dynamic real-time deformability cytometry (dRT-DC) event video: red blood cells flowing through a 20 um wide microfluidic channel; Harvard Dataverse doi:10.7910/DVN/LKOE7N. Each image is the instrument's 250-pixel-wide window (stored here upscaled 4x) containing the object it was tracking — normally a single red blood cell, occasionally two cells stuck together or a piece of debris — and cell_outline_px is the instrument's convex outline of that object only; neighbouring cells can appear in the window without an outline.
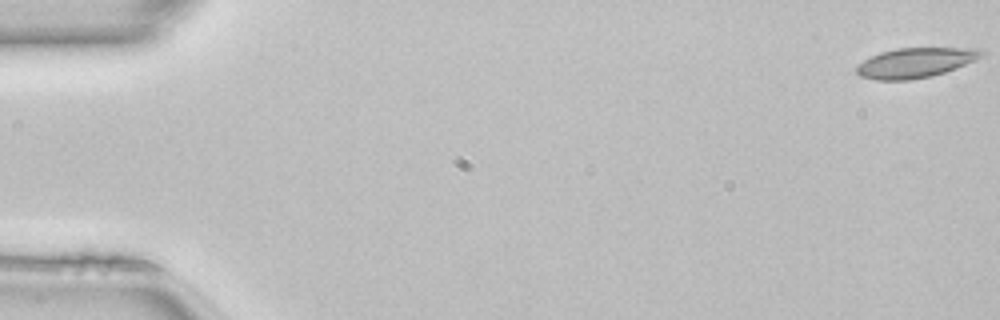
{"species": "common noctule bat (a hibernating species)", "species_latin": "Nyctalus noctula", "temperature_condition": "room temperature", "stored_images_in_passage": 15, "camera_frame_rate_fps": 3000, "um_per_image_px": 0.085, "animal": {"sex": "female", "body_mass_g": 22.7, "forearm_length_mm": 54.2}, "frame": {"image": 1, "passage_image": 1, "time_ms": 0.0, "image_size_px": [1000, 320], "cell_outline_px": [[984, 56], [956, 68], [932, 76], [908, 80], [876, 80], [860, 76], [856, 72], [856, 64], [880, 52], [896, 48], [972, 48], [984, 52]], "centroid_in_image_um": [77.77, 5.33], "position_along_channel_um": 7.2, "area_um2": 21.68}}
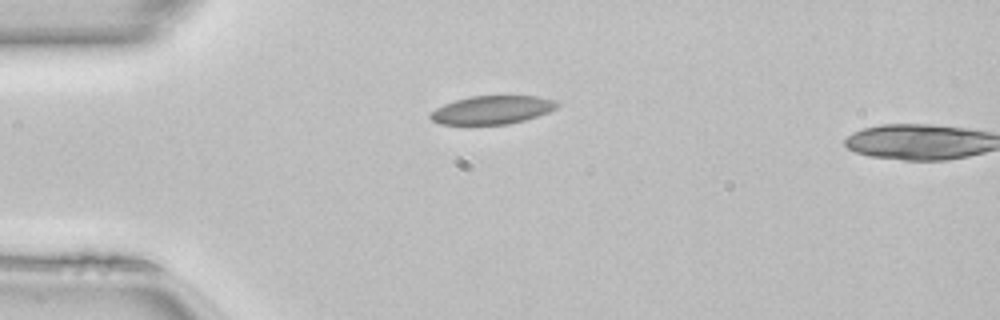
{"frame": {"image": 2, "passage_image": 13, "time_ms": 4.0, "image_size_px": [1000, 320], "cell_outline_px": [[560, 104], [556, 108], [548, 112], [524, 120], [508, 124], [440, 124], [432, 120], [428, 116], [436, 108], [444, 104], [456, 100], [472, 96], [536, 96], [556, 100]], "centroid_in_image_um": [41.84, 9.34], "position_along_channel_um": 43.2, "area_um2": 20.75}}